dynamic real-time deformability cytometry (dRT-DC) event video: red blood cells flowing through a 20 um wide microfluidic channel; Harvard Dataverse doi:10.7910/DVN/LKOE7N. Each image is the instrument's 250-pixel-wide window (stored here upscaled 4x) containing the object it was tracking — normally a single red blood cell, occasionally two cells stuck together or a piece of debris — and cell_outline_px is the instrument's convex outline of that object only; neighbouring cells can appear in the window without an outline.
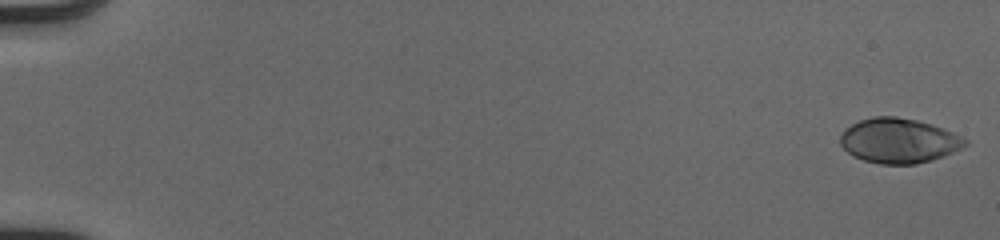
{"species": "human", "species_latin": "Homo sapiens", "temperature_condition": "cold", "stored_images_in_passage": 52, "camera_frame_rate_fps": 3000, "um_per_image_px": 0.085, "donor": {"sex": "male"}, "frame": {"image": 1, "passage_image": 1, "time_ms": 0.0, "image_size_px": [1000, 240], "cell_outline_px": [[968, 144], [952, 152], [916, 164], [880, 164], [864, 160], [852, 156], [840, 144], [840, 136], [852, 124], [860, 120], [872, 116], [896, 116], [916, 120], [932, 124], [960, 136], [968, 140]], "centroid_in_image_um": [76.37, 11.95], "position_along_channel_um": 8.6, "area_um2": 32.19}}
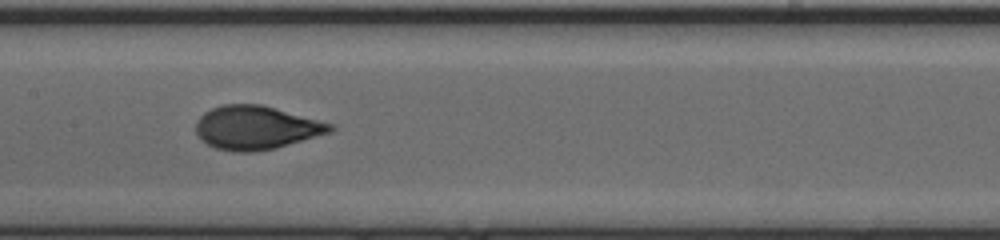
{"frame": {"image": 2, "passage_image": 28, "time_ms": 9.0, "image_size_px": [1000, 240], "cell_outline_px": [[336, 128], [332, 132], [276, 148], [252, 152], [232, 152], [216, 148], [200, 140], [196, 132], [196, 120], [204, 112], [212, 108], [224, 104], [260, 104], [336, 124]], "centroid_in_image_um": [21.79, 10.85], "position_along_channel_um": 185.6, "area_um2": 34.39}}
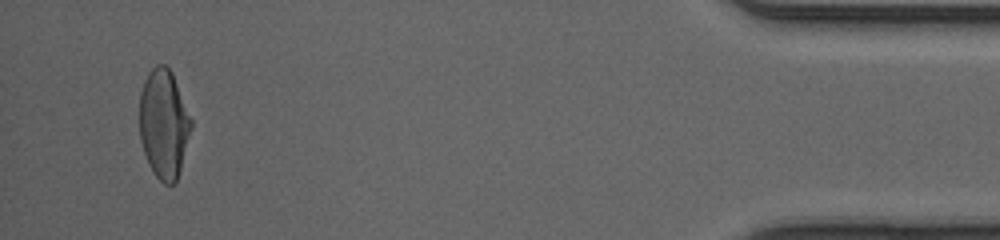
{"frame": {"image": 3, "passage_image": 50, "time_ms": 16.333, "image_size_px": [1000, 240], "cell_outline_px": [[192, 128], [180, 168], [176, 180], [172, 184], [164, 184], [156, 176], [148, 164], [140, 140], [140, 92], [144, 80], [148, 72], [156, 64], [164, 64], [172, 72], [192, 120]], "centroid_in_image_um": [13.91, 10.5], "position_along_channel_um": 421.3, "area_um2": 32.66}, "authors_computed_cell_mechanics": {"area_um2": 32.9749, "velocity_mm_per_s": 4.1095, "shape_relaxation_time_tau1_ms": 5.2389, "shape_relaxation_time_tau2_ms": null, "deformation_change_tau1": 0.2081, "deformation_change_tau2": null}}